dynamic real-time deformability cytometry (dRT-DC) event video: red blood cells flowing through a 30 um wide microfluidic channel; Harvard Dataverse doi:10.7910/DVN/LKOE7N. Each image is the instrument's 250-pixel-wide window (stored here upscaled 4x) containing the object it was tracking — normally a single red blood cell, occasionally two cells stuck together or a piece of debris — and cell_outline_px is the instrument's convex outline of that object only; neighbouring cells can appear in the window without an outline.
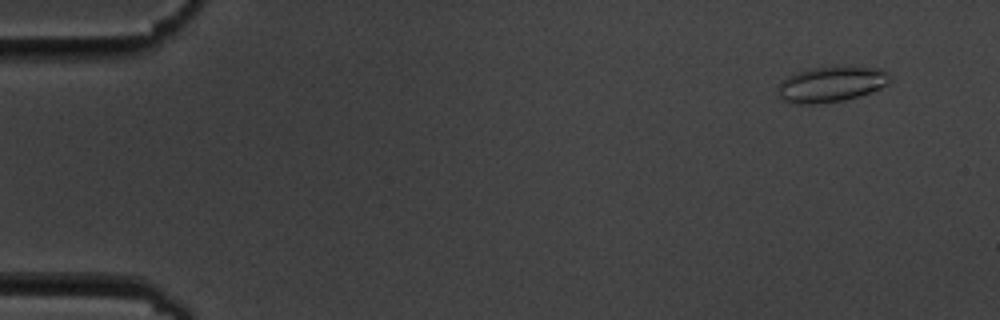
{"species": "common noctule bat (a hibernating species)", "species_latin": "Nyctalus noctula", "temperature_condition": "cold", "stored_images_in_passage": 7, "camera_frame_rate_fps": 3000, "um_per_image_px": 0.085, "animal": {"sex": "male", "body_mass_g": 19.5, "forearm_length_mm": 54.6}, "frame": {"image": 1, "passage_image": 2, "time_ms": 1.0, "image_size_px": [1000, 320], "cell_outline_px": [[892, 80], [888, 84], [872, 92], [860, 96], [844, 100], [812, 104], [796, 104], [784, 100], [780, 96], [780, 84], [788, 76], [808, 68], [880, 68], [888, 72], [892, 76]], "centroid_in_image_um": [70.72, 7.18], "position_along_channel_um": 14.3, "area_um2": 22.72}}
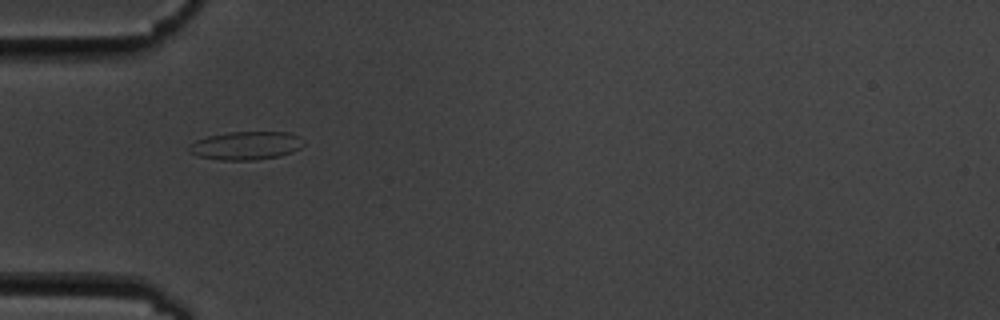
{"frame": {"image": 2, "passage_image": 6, "time_ms": 5.667, "image_size_px": [1000, 320], "cell_outline_px": [[304, 144], [300, 148], [292, 152], [280, 156], [256, 160], [220, 160], [196, 156], [188, 152], [188, 144], [196, 140], [208, 136], [228, 132], [288, 132], [300, 136], [304, 140]], "centroid_in_image_um": [20.9, 12.38], "position_along_channel_um": 64.1, "area_um2": 19.19}}
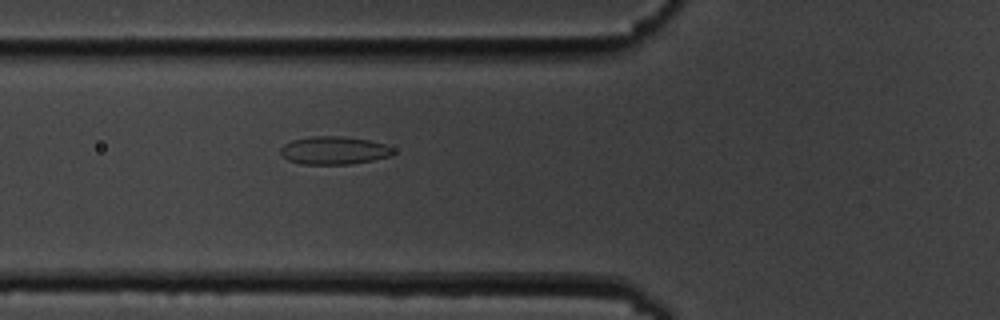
{"frame": {"image": 3, "passage_image": 7, "time_ms": 6.667, "image_size_px": [1000, 320], "cell_outline_px": [[396, 152], [392, 156], [352, 164], [304, 164], [288, 160], [280, 152], [280, 148], [284, 144], [292, 140], [312, 136], [344, 136], [368, 140], [384, 144], [392, 148]], "centroid_in_image_um": [28.41, 12.78], "position_along_channel_um": 97.4, "area_um2": 18.38}}